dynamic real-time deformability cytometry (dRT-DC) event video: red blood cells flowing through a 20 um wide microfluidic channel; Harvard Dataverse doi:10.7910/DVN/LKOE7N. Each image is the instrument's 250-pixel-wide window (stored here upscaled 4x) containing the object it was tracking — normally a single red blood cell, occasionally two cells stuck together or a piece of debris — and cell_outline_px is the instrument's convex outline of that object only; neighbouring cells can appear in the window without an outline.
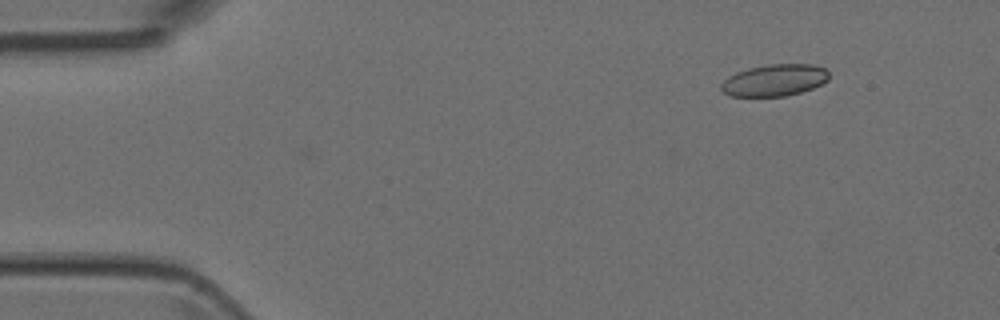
{"species": "Egyptian fruit bat (a non-hibernating species)", "species_latin": "Rousettus aegyptiacus", "temperature_condition": "room temperature", "stored_images_in_passage": 2, "camera_frame_rate_fps": 3000, "um_per_image_px": 0.085, "animal": {"sex": "female"}, "frame": {"image": 1, "passage_image": 2, "time_ms": 0.333, "image_size_px": [1000, 320], "cell_outline_px": [[828, 80], [812, 88], [800, 92], [784, 96], [728, 96], [720, 88], [720, 84], [728, 76], [736, 72], [748, 68], [768, 64], [812, 64], [824, 68], [828, 72]], "centroid_in_image_um": [65.8, 6.81], "position_along_channel_um": 19.2, "area_um2": 19.94}}